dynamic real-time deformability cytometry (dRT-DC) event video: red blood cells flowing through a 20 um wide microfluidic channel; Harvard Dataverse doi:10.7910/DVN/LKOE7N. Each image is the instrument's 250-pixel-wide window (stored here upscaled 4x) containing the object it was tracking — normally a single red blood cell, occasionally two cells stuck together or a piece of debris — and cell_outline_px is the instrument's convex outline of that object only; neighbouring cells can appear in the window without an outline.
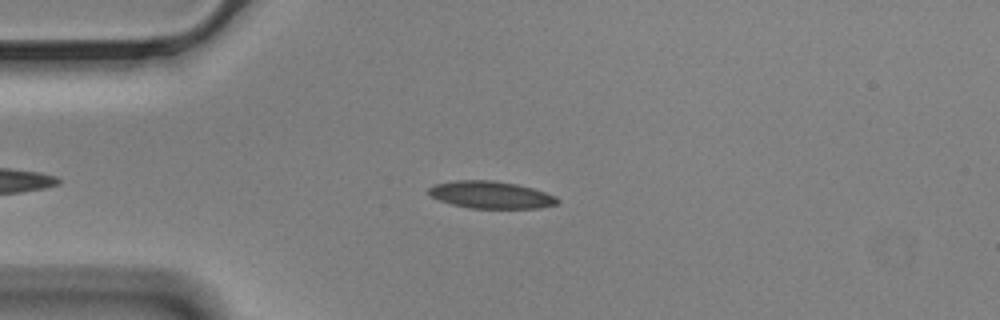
{"species": "Egyptian fruit bat (a non-hibernating species)", "species_latin": "Rousettus aegyptiacus", "temperature_condition": "cold", "stored_images_in_passage": 51, "camera_frame_rate_fps": 3000, "um_per_image_px": 0.085, "animal": {"sex": "male"}, "frame": {"image": 1, "passage_image": 12, "time_ms": 3.667, "image_size_px": [1000, 320], "cell_outline_px": [[560, 200], [556, 204], [540, 208], [468, 208], [452, 204], [440, 200], [432, 196], [428, 192], [428, 188], [436, 184], [456, 180], [492, 180], [516, 184], [532, 188], [556, 196]], "centroid_in_image_um": [41.74, 16.56], "position_along_channel_um": 43.3, "area_um2": 20.29}}
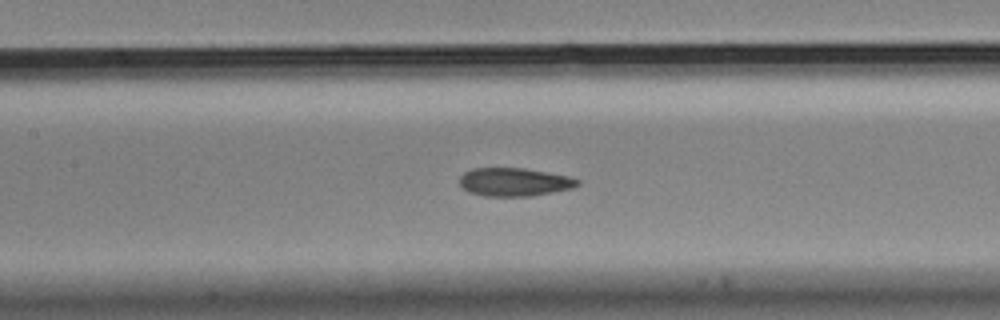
{"frame": {"image": 2, "passage_image": 24, "time_ms": 7.667, "image_size_px": [1000, 320], "cell_outline_px": [[580, 184], [572, 188], [532, 196], [484, 196], [468, 192], [460, 184], [460, 176], [464, 172], [472, 168], [524, 168], [568, 176], [580, 180]], "centroid_in_image_um": [43.7, 15.47], "position_along_channel_um": 163.7, "area_um2": 19.42}}
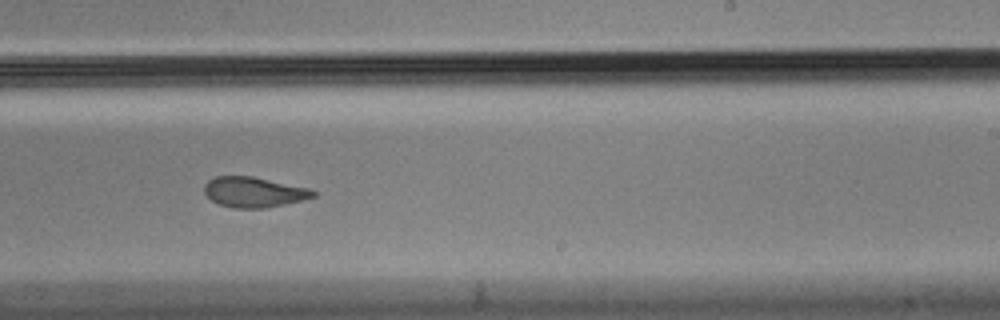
{"frame": {"image": 3, "passage_image": 33, "time_ms": 10.667, "image_size_px": [1000, 320], "cell_outline_px": [[316, 196], [284, 204], [264, 208], [232, 208], [220, 204], [212, 200], [204, 192], [204, 184], [208, 180], [216, 176], [252, 176], [308, 188], [316, 192]], "centroid_in_image_um": [21.54, 16.32], "position_along_channel_um": 267.5, "area_um2": 19.02}, "authors_computed_cell_mechanics": {"area_um2": 20.1722, "velocity_mm_per_s": 3.472, "shape_relaxation_time_tau1_ms": 6.5807, "shape_relaxation_time_tau2_ms": 1.9669, "deformation_change_tau1": 0.1894, "deformation_change_tau2": 0.0836}}